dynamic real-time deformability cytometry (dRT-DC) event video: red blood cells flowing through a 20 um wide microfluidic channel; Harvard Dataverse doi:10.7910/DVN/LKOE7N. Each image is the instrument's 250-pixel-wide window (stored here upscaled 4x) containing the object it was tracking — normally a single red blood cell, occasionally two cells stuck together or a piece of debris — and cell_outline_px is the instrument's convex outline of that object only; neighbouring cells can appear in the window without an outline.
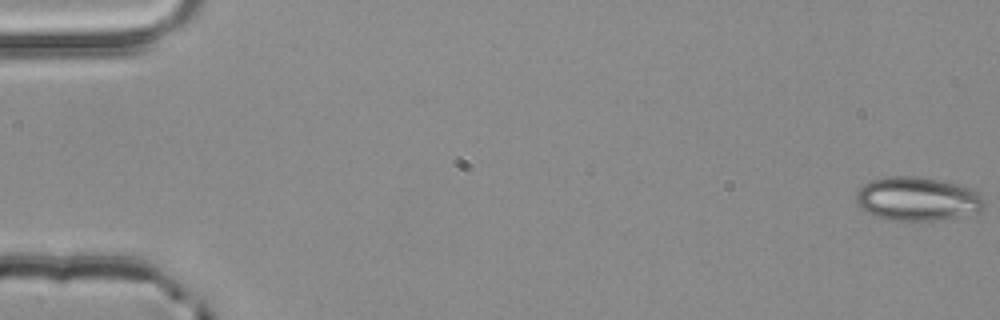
{"species": "common noctule bat (a hibernating species)", "species_latin": "Nyctalus noctula", "temperature_condition": "room temperature", "stored_images_in_passage": 5, "camera_frame_rate_fps": 3000, "um_per_image_px": 0.085, "animal": {"sex": "male", "body_mass_g": 20.4}, "frame": {"image": 1, "passage_image": 1, "time_ms": 0.0, "image_size_px": [1000, 320], "cell_outline_px": [[984, 208], [980, 212], [936, 220], [896, 220], [876, 216], [860, 208], [856, 200], [856, 192], [864, 184], [872, 180], [888, 176], [916, 176], [980, 188], [984, 200]], "centroid_in_image_um": [78.05, 16.88], "position_along_channel_um": 6.9, "area_um2": 32.89}}